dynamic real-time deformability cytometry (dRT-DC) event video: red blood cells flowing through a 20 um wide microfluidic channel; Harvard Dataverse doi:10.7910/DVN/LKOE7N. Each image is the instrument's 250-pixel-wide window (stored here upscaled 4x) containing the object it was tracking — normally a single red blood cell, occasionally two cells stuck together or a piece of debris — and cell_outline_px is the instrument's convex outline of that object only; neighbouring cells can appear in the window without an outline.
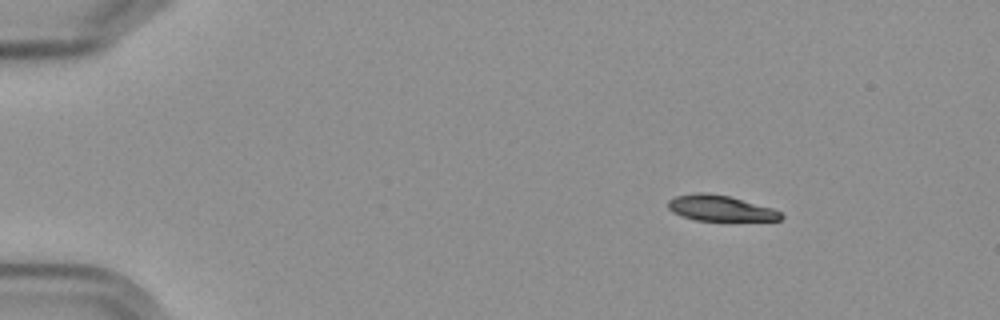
{"species": "Egyptian fruit bat (a non-hibernating species)", "species_latin": "Rousettus aegyptiacus", "temperature_condition": "cold", "stored_images_in_passage": 4, "camera_frame_rate_fps": 3000, "um_per_image_px": 0.085, "frame": {"image": 1, "passage_image": 1, "time_ms": 0.0, "image_size_px": [1000, 320], "cell_outline_px": [[784, 216], [780, 220], [696, 220], [672, 212], [668, 208], [668, 200], [676, 196], [696, 192], [704, 192], [728, 196], [772, 208], [780, 212]], "centroid_in_image_um": [61.2, 17.69], "position_along_channel_um": 23.8, "area_um2": 16.59}}
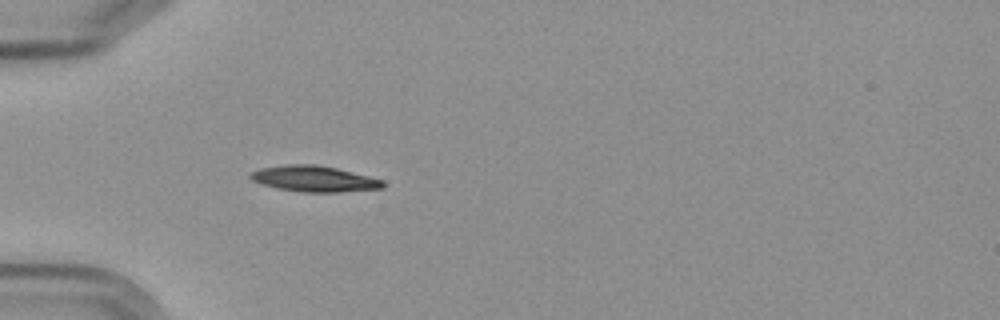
{"frame": {"image": 2, "passage_image": 4, "time_ms": 3.333, "image_size_px": [1000, 320], "cell_outline_px": [[384, 188], [340, 192], [300, 192], [276, 188], [260, 184], [252, 180], [248, 176], [248, 172], [260, 168], [284, 164], [316, 164], [336, 168], [384, 180]], "centroid_in_image_um": [26.64, 15.19], "position_along_channel_um": 58.4, "area_um2": 20.23}}